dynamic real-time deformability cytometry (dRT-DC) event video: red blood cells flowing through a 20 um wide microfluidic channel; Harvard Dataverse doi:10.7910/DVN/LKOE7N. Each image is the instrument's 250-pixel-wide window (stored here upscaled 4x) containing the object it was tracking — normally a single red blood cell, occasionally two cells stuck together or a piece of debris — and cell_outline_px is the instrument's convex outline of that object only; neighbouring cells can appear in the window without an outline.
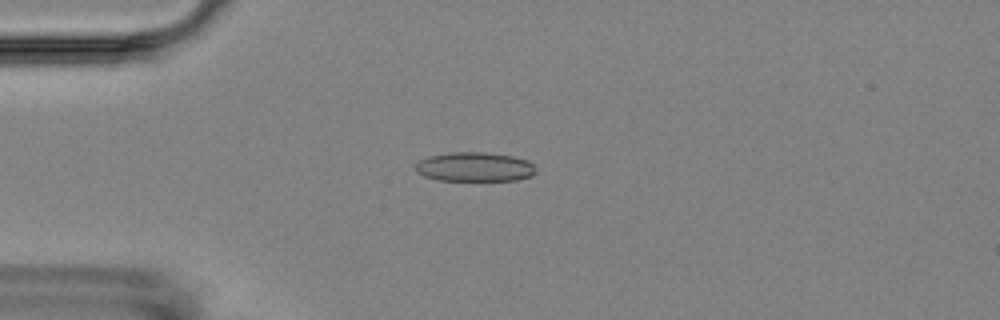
{"species": "Egyptian fruit bat (a non-hibernating species)", "species_latin": "Rousettus aegyptiacus", "temperature_condition": "room temperature", "stored_images_in_passage": 6, "camera_frame_rate_fps": 3000, "um_per_image_px": 0.085, "animal": {"sex": "female"}, "frame": {"image": 1, "passage_image": 3, "time_ms": 2.333, "image_size_px": [1000, 320], "cell_outline_px": [[536, 172], [532, 176], [516, 180], [440, 180], [424, 176], [416, 172], [416, 164], [420, 160], [428, 156], [448, 152], [484, 152], [512, 156], [528, 160], [532, 164]], "centroid_in_image_um": [40.34, 14.18], "position_along_channel_um": 44.7, "area_um2": 20.52}}